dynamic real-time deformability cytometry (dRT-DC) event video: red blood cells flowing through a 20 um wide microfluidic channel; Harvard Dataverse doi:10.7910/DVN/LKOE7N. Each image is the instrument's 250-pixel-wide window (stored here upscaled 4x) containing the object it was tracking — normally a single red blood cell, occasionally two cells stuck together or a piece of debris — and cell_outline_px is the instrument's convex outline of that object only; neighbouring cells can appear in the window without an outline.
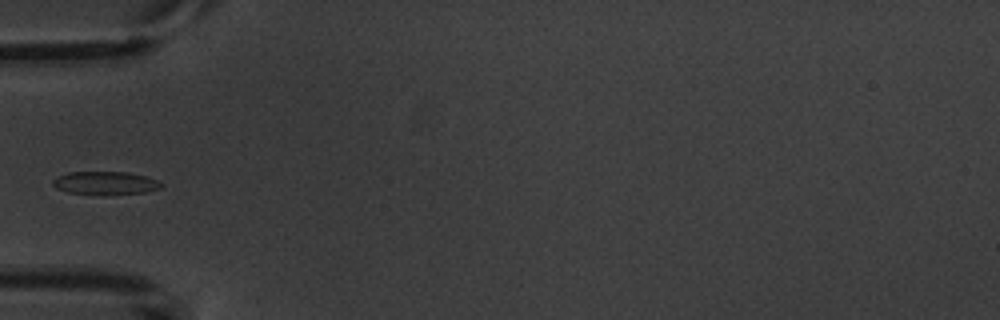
{"species": "common noctule bat (a hibernating species)", "species_latin": "Nyctalus noctula", "temperature_condition": "warm", "stored_images_in_passage": 6, "camera_frame_rate_fps": 3000, "um_per_image_px": 0.085, "animal": {"sex": "male", "body_mass_g": 20.1, "forearm_length_mm": 53.5}, "frame": {"image": 1, "passage_image": 5, "time_ms": 4.667, "image_size_px": [1000, 320], "cell_outline_px": [[164, 184], [160, 188], [144, 192], [104, 196], [68, 192], [56, 188], [52, 184], [52, 180], [56, 176], [68, 172], [128, 172], [144, 176], [156, 180]], "centroid_in_image_um": [8.91, 15.57], "position_along_channel_um": 76.1, "area_um2": 14.85}}